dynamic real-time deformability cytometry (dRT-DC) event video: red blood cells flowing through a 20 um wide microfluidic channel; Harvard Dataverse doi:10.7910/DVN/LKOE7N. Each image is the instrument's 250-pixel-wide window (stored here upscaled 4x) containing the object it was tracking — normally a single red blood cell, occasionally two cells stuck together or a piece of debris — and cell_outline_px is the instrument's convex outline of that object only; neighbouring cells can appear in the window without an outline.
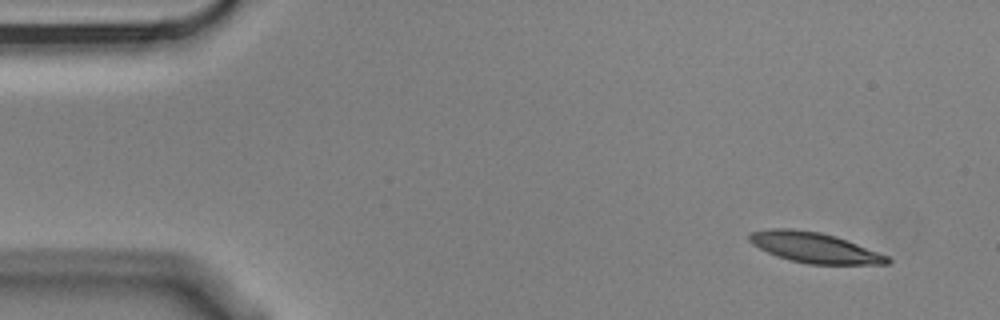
{"species": "Egyptian fruit bat (a non-hibernating species)", "species_latin": "Rousettus aegyptiacus", "temperature_condition": "cold", "stored_images_in_passage": 5, "segment_of_instrument_passage": [2, 2], "camera_frame_rate_fps": 3000, "um_per_image_px": 0.085, "animal": {"sex": "male"}, "frame": {"image": 1, "passage_image": 5, "time_ms": 1.333, "image_size_px": [1000, 320], "cell_outline_px": [[892, 260], [888, 264], [808, 264], [788, 260], [776, 256], [752, 244], [748, 240], [748, 232], [772, 228], [792, 228], [820, 232], [836, 236], [888, 256]], "centroid_in_image_um": [69.18, 21.04], "position_along_channel_um": 15.8, "area_um2": 24.45}}